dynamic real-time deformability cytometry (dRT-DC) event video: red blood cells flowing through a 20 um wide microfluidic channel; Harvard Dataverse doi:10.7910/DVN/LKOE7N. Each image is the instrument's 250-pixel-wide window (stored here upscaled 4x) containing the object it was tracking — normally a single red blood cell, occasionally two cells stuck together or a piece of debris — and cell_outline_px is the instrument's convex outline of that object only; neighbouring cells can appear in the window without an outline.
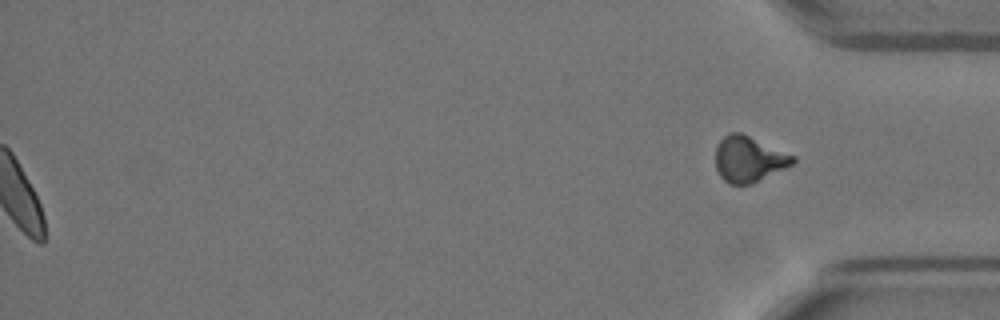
{"species": "Egyptian fruit bat (a non-hibernating species)", "species_latin": "Rousettus aegyptiacus", "temperature_condition": "warm", "stored_images_in_passage": 51, "segment_of_instrument_passage": [2, 2], "camera_frame_rate_fps": 3000, "um_per_image_px": 0.085, "animal": {"sex": "female"}, "frame": {"image": 1, "passage_image": 51, "time_ms": 16.667, "image_size_px": [1000, 320], "cell_outline_px": [[796, 160], [792, 164], [752, 184], [728, 184], [720, 176], [716, 168], [716, 144], [728, 132], [740, 132], [796, 156]], "centroid_in_image_um": [63.63, 13.52], "position_along_channel_um": 371.6, "area_um2": 20.58}}